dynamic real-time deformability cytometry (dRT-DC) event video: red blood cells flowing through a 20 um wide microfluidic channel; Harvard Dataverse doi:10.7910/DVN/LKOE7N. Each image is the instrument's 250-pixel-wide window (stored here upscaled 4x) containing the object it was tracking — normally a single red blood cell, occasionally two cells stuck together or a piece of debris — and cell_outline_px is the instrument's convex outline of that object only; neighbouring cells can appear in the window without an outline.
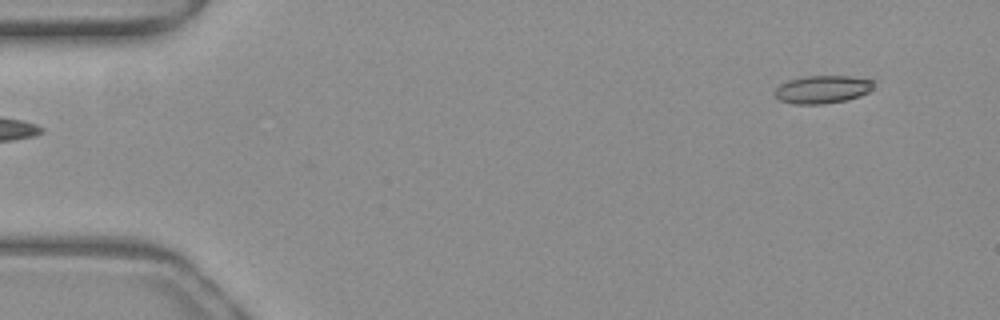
{"species": "common noctule bat (a hibernating species)", "species_latin": "Nyctalus noctula", "temperature_condition": "warm", "stored_images_in_passage": 48, "camera_frame_rate_fps": 3000, "um_per_image_px": 0.085, "animal": {"sex": "female", "body_mass_g": 19.3, "forearm_length_mm": 54.1}, "frame": {"image": 1, "passage_image": 1, "time_ms": 0.0, "image_size_px": [1000, 320], "cell_outline_px": [[876, 80], [872, 88], [868, 92], [860, 96], [848, 100], [820, 104], [792, 104], [780, 100], [772, 92], [780, 84], [788, 80], [804, 76], [848, 76]], "centroid_in_image_um": [69.9, 7.6], "position_along_channel_um": 15.1, "area_um2": 16.24}}
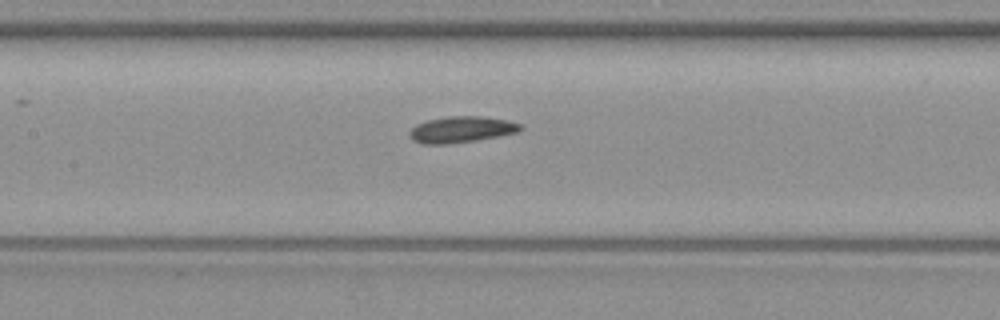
{"frame": {"image": 2, "passage_image": 21, "time_ms": 6.667, "image_size_px": [1000, 320], "cell_outline_px": [[524, 128], [516, 132], [476, 140], [448, 144], [424, 144], [412, 140], [408, 136], [408, 132], [416, 124], [428, 120], [448, 116], [484, 116], [508, 120], [520, 124]], "centroid_in_image_um": [39.18, 11.0], "position_along_channel_um": 168.2, "area_um2": 16.94}}
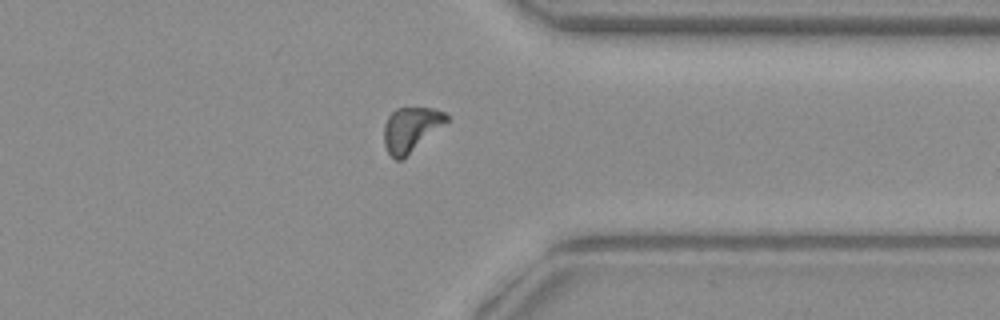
{"frame": {"image": 3, "passage_image": 37, "time_ms": 12.0, "image_size_px": [1000, 320], "cell_outline_px": [[448, 120], [400, 160], [396, 160], [388, 152], [384, 144], [384, 124], [388, 116], [396, 108], [436, 108], [444, 112], [448, 116]], "centroid_in_image_um": [34.89, 10.95], "position_along_channel_um": 376.5, "area_um2": 15.66}, "authors_computed_cell_mechanics": {"area_um2": 16.2418, "velocity_mm_per_s": 4.0097, "shape_relaxation_time_tau1_ms": 10.1147, "shape_relaxation_time_tau2_ms": null, "deformation_change_tau1": 0.2146, "deformation_change_tau2": null}}